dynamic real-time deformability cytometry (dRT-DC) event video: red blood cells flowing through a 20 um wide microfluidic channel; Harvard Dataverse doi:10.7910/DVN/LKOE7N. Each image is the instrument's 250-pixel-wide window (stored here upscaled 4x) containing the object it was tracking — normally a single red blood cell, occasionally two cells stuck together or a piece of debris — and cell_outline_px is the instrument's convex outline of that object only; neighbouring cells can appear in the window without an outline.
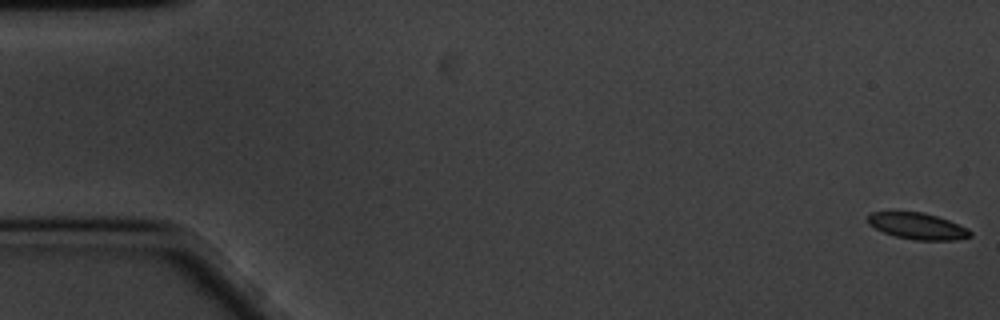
{"species": "common noctule bat (a hibernating species)", "species_latin": "Nyctalus noctula", "temperature_condition": "cold", "stored_images_in_passage": 60, "camera_frame_rate_fps": 3000, "um_per_image_px": 0.085, "animal": {"sex": "male", "body_mass_g": 20.1, "forearm_length_mm": 53.5}, "frame": {"image": 1, "passage_image": 1, "time_ms": 0.0, "image_size_px": [1000, 320], "cell_outline_px": [[972, 236], [956, 240], [916, 240], [896, 236], [884, 232], [868, 224], [868, 216], [872, 212], [924, 212], [948, 220], [968, 228], [972, 232]], "centroid_in_image_um": [78.02, 19.22], "position_along_channel_um": 7.0, "area_um2": 15.61}}
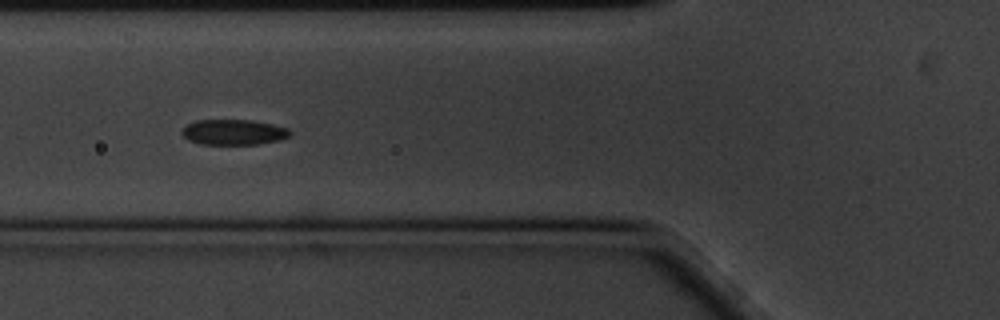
{"frame": {"image": 2, "passage_image": 22, "time_ms": 7.0, "image_size_px": [1000, 320], "cell_outline_px": [[292, 132], [288, 136], [280, 140], [260, 144], [200, 144], [188, 140], [180, 132], [188, 124], [196, 120], [252, 120], [272, 124], [288, 128]], "centroid_in_image_um": [19.86, 11.23], "position_along_channel_um": 105.9, "area_um2": 16.01}}
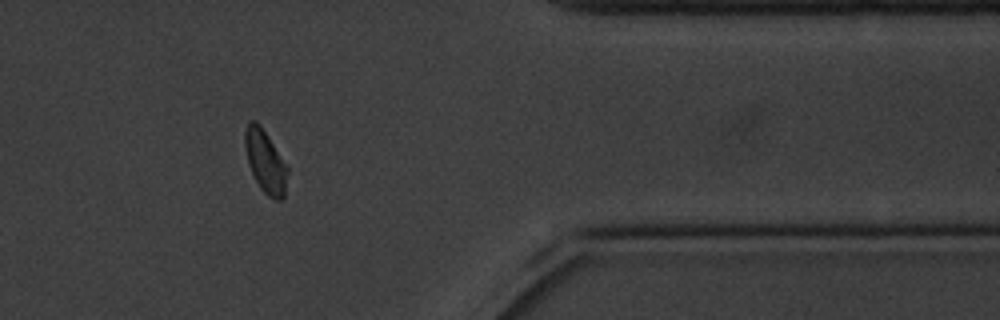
{"frame": {"image": 3, "passage_image": 49, "time_ms": 16.0, "image_size_px": [1000, 320], "cell_outline_px": [[288, 172], [284, 200], [276, 200], [268, 196], [260, 188], [248, 164], [244, 144], [244, 132], [248, 120], [256, 120], [260, 124], [288, 168]], "centroid_in_image_um": [22.54, 13.72], "position_along_channel_um": 388.9, "area_um2": 15.55}, "authors_computed_cell_mechanics": {"area_um2": 15.9528, "velocity_mm_per_s": 3.3665, "shape_relaxation_time_tau1_ms": 2.8304, "shape_relaxation_time_tau2_ms": 5.5953, "deformation_change_tau1": 0.079, "deformation_change_tau2": 0.0805}}